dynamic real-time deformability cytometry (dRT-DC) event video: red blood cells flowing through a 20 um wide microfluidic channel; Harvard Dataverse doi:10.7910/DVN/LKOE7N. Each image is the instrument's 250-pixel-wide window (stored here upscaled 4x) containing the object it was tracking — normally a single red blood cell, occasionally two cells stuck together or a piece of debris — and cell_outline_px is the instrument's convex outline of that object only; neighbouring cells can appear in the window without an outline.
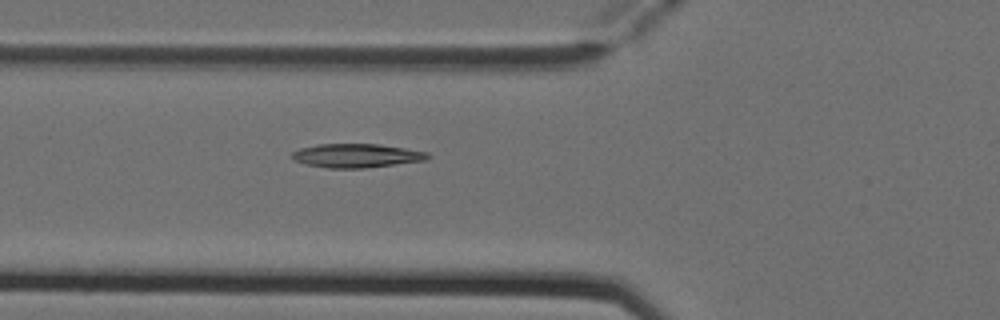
{"species": "Egyptian fruit bat (a non-hibernating species)", "species_latin": "Rousettus aegyptiacus", "temperature_condition": "cold", "stored_images_in_passage": 3, "camera_frame_rate_fps": 3000, "um_per_image_px": 0.085, "animal": {"sex": "female"}, "frame": {"image": 1, "passage_image": 2, "time_ms": 0.333, "image_size_px": [1000, 320], "cell_outline_px": [[432, 156], [428, 160], [364, 168], [328, 168], [308, 164], [296, 160], [292, 156], [292, 152], [300, 148], [316, 144], [376, 144], [404, 148], [428, 152]], "centroid_in_image_um": [30.35, 13.22], "position_along_channel_um": 95.4, "area_um2": 18.73}}